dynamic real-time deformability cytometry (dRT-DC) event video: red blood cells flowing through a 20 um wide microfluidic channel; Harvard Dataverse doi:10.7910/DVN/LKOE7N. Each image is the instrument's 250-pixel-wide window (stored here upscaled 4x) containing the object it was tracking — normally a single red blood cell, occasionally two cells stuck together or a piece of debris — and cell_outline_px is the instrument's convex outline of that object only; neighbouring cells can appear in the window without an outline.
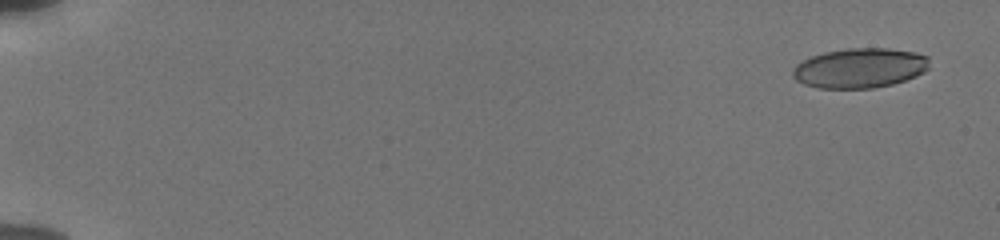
{"species": "human", "species_latin": "Homo sapiens", "temperature_condition": "cold", "stored_images_in_passage": 56, "camera_frame_rate_fps": 3000, "um_per_image_px": 0.085, "donor": {"sex": "male"}, "frame": {"image": 1, "passage_image": 3, "time_ms": 0.667, "image_size_px": [1000, 240], "cell_outline_px": [[928, 68], [924, 72], [916, 76], [892, 84], [872, 88], [820, 88], [804, 84], [796, 80], [792, 76], [792, 68], [796, 64], [812, 56], [824, 52], [848, 48], [888, 48], [912, 52], [928, 56]], "centroid_in_image_um": [73.06, 5.78], "position_along_channel_um": 11.9, "area_um2": 31.62}}
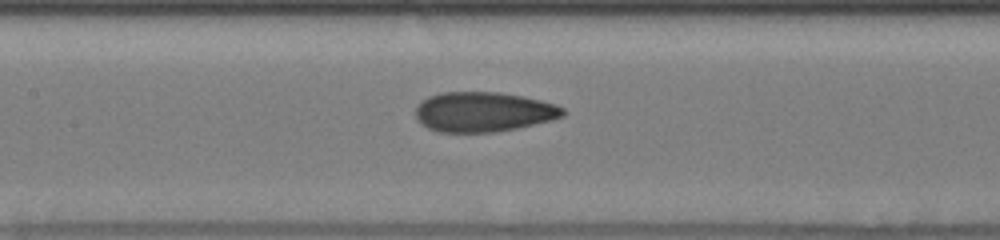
{"frame": {"image": 2, "passage_image": 29, "time_ms": 9.333, "image_size_px": [1000, 240], "cell_outline_px": [[564, 116], [552, 120], [516, 128], [492, 132], [436, 132], [420, 124], [416, 120], [416, 108], [420, 100], [428, 96], [440, 92], [500, 92], [524, 96], [556, 104], [564, 108]], "centroid_in_image_um": [41.06, 9.5], "position_along_channel_um": 166.3, "area_um2": 34.51}}
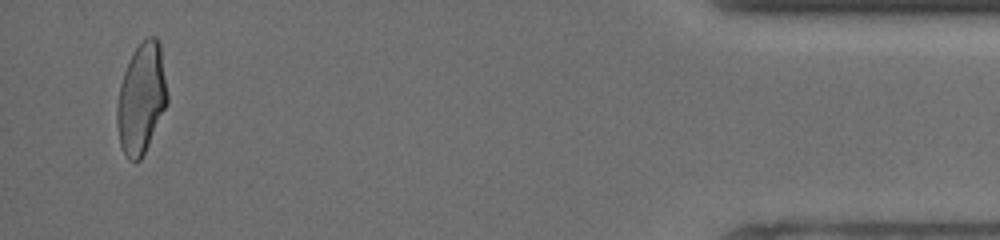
{"frame": {"image": 3, "passage_image": 54, "time_ms": 17.667, "image_size_px": [1000, 240], "cell_outline_px": [[168, 104], [140, 160], [128, 160], [120, 144], [116, 124], [116, 108], [120, 84], [124, 72], [132, 52], [148, 36], [156, 36], [160, 40], [168, 96]], "centroid_in_image_um": [12.02, 8.34], "position_along_channel_um": 423.2, "area_um2": 32.43}, "authors_computed_cell_mechanics": {"area_um2": 33.3217, "velocity_mm_per_s": 3.8532, "shape_relaxation_time_tau1_ms": 9.8733, "shape_relaxation_time_tau2_ms": 1.2098, "deformation_change_tau1": 0.2351, "deformation_change_tau2": 0.0746}}